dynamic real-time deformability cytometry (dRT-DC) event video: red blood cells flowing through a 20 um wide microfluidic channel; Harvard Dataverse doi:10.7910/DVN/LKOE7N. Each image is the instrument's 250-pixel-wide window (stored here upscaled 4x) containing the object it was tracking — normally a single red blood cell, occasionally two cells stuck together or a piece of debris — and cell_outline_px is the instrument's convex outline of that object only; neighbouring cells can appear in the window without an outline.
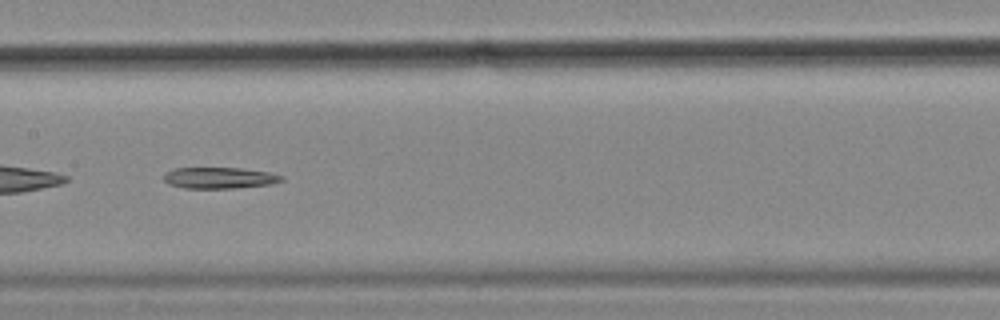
{"species": "common noctule bat (a hibernating species)", "species_latin": "Nyctalus noctula", "temperature_condition": "cold", "stored_images_in_passage": 49, "camera_frame_rate_fps": 3000, "um_per_image_px": 0.085, "animal": {"sex": "female", "body_mass_g": 18.4}, "frame": {"image": 1, "passage_image": 22, "time_ms": 7.0, "image_size_px": [1000, 320], "cell_outline_px": [[284, 180], [272, 184], [232, 188], [184, 188], [168, 184], [164, 180], [164, 176], [168, 172], [176, 168], [240, 168], [268, 172], [284, 176]], "centroid_in_image_um": [18.68, 15.12], "position_along_channel_um": 188.7, "area_um2": 14.45}}